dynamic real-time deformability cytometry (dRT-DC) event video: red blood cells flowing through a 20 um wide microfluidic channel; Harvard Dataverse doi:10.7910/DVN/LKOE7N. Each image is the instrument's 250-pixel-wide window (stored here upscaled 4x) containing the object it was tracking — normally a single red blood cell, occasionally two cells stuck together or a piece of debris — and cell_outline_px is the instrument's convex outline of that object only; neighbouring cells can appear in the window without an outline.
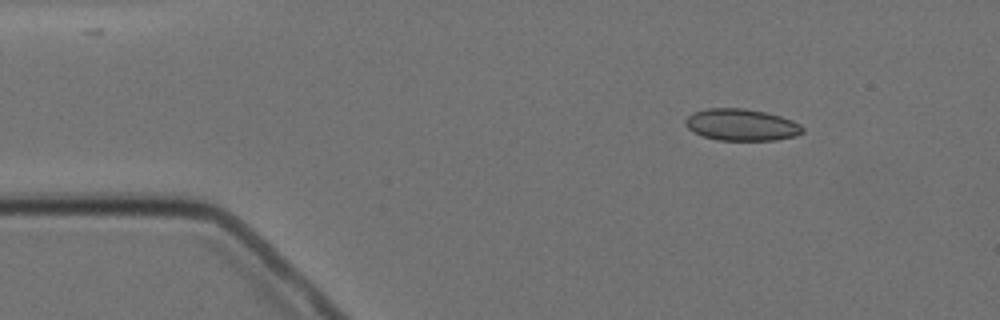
{"species": "Egyptian fruit bat (a non-hibernating species)", "species_latin": "Rousettus aegyptiacus", "temperature_condition": "cold", "stored_images_in_passage": 4, "camera_frame_rate_fps": 3000, "um_per_image_px": 0.085, "animal": {"sex": "female"}, "frame": {"image": 1, "passage_image": 2, "time_ms": 2.0, "image_size_px": [1000, 320], "cell_outline_px": [[804, 132], [796, 136], [776, 140], [716, 140], [704, 136], [688, 128], [684, 124], [684, 120], [692, 112], [708, 108], [744, 108], [764, 112], [780, 116], [792, 120], [800, 124], [804, 128]], "centroid_in_image_um": [63.03, 10.61], "position_along_channel_um": 22.0, "area_um2": 21.73}}